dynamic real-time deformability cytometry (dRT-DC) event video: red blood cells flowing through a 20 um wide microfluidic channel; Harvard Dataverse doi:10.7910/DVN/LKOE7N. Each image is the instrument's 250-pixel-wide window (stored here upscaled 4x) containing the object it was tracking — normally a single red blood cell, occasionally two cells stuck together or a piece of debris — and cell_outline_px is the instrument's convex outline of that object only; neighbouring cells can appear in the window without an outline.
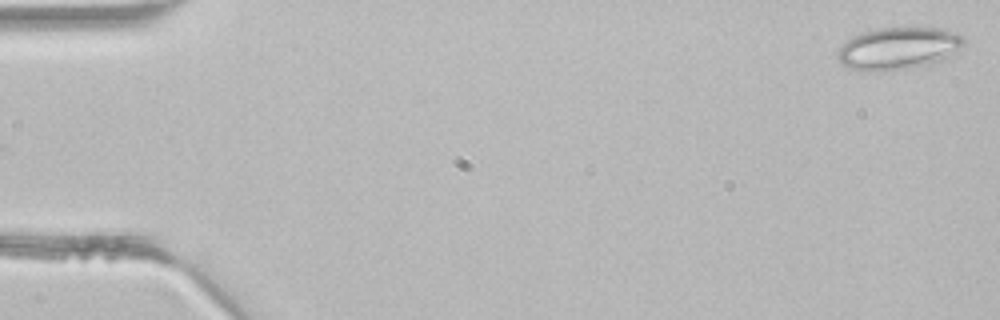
{"species": "common noctule bat (a hibernating species)", "species_latin": "Nyctalus noctula", "temperature_condition": "room temperature", "stored_images_in_passage": 3, "camera_frame_rate_fps": 3000, "um_per_image_px": 0.085, "animal": {"sex": "male", "body_mass_g": 21.5, "forearm_length_mm": 52.0}, "frame": {"image": 1, "passage_image": 3, "time_ms": 0.667, "image_size_px": [1000, 320], "cell_outline_px": [[964, 44], [948, 56], [940, 60], [928, 64], [904, 68], [868, 72], [852, 68], [844, 64], [836, 56], [840, 48], [848, 40], [864, 32], [880, 28], [936, 28], [956, 32], [964, 36]], "centroid_in_image_um": [76.37, 4.1], "position_along_channel_um": 8.6, "area_um2": 30.23}}